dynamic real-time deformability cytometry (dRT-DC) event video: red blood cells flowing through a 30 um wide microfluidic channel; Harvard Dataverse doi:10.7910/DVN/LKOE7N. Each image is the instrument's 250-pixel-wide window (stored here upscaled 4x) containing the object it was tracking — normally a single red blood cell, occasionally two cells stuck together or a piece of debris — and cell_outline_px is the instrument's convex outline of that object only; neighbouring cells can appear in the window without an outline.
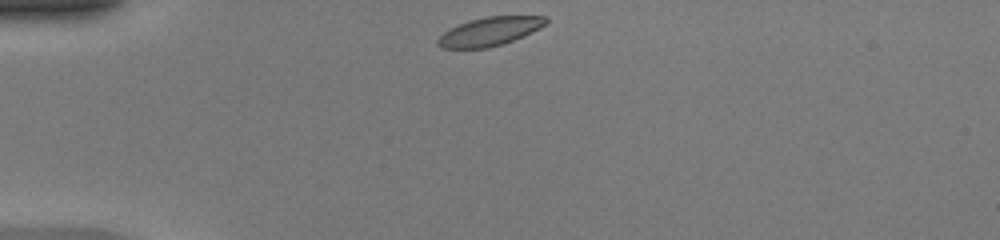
{"species": "common noctule bat (a hibernating species)", "species_latin": "Nyctalus noctula", "temperature_condition": "warm", "stored_images_in_passage": 38, "camera_frame_rate_fps": 3000, "um_per_image_px": 0.085, "animal": {"sex": "female", "body_mass_g": 20.0, "forearm_length_mm": 54.0}, "frame": {"image": 1, "passage_image": 1, "time_ms": 0.0, "image_size_px": [1000, 240], "cell_outline_px": [[548, 24], [532, 32], [504, 44], [488, 48], [440, 48], [436, 44], [436, 40], [448, 28], [468, 20], [488, 16], [548, 16]], "centroid_in_image_um": [41.62, 2.67], "position_along_channel_um": 43.4, "area_um2": 18.26}}
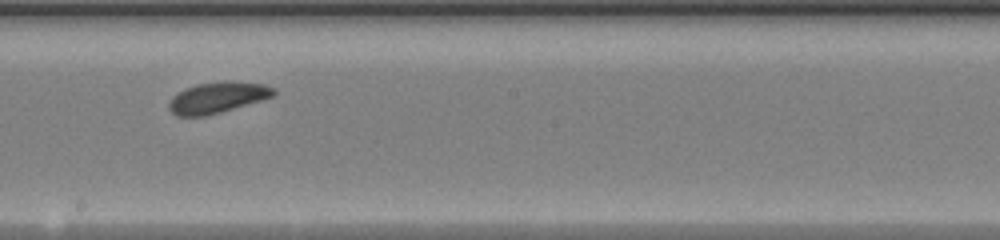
{"frame": {"image": 2, "passage_image": 17, "time_ms": 5.333, "image_size_px": [1000, 240], "cell_outline_px": [[276, 96], [220, 112], [204, 116], [176, 116], [168, 108], [168, 104], [172, 96], [184, 88], [196, 84], [264, 84], [276, 88]], "centroid_in_image_um": [18.45, 8.34], "position_along_channel_um": 229.8, "area_um2": 18.15}}
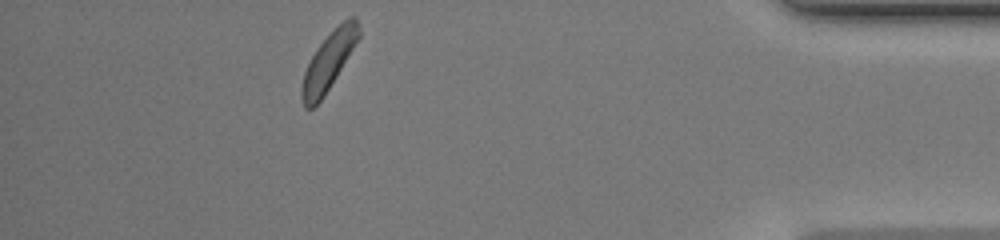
{"frame": {"image": 3, "passage_image": 33, "time_ms": 10.667, "image_size_px": [1000, 240], "cell_outline_px": [[360, 36], [324, 96], [312, 108], [304, 108], [300, 96], [300, 88], [304, 72], [316, 48], [348, 16], [356, 16], [360, 32]], "centroid_in_image_um": [27.91, 5.23], "position_along_channel_um": 407.3, "area_um2": 18.67}, "authors_computed_cell_mechanics": {"area_um2": 18.785, "velocity_mm_per_s": 4.16, "shape_relaxation_time_tau1_ms": 2.1682, "shape_relaxation_time_tau2_ms": 2.0614, "deformation_change_tau1": 0.1122, "deformation_change_tau2": 0.085}}